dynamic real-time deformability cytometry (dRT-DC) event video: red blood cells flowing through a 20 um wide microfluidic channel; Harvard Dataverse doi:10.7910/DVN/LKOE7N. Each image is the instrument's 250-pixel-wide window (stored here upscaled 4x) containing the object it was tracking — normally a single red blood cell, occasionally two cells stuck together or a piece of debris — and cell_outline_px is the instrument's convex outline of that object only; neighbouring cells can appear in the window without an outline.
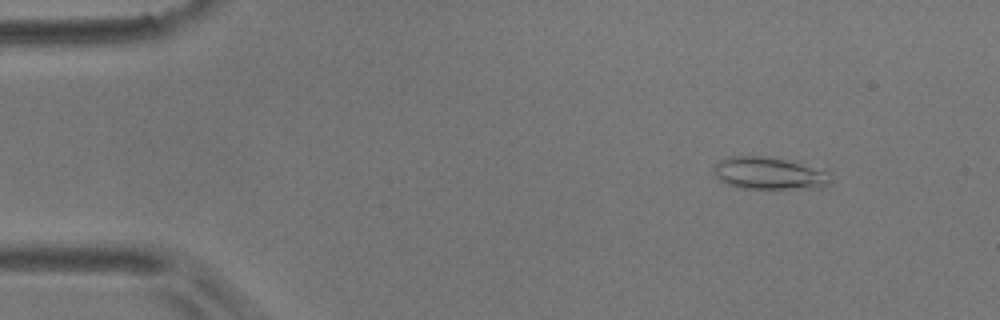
{"species": "common noctule bat (a hibernating species)", "species_latin": "Nyctalus noctula", "temperature_condition": "room temperature", "stored_images_in_passage": 6, "camera_frame_rate_fps": 3000, "um_per_image_px": 0.085, "animal": {"sex": "male", "body_mass_g": 17.9}, "frame": {"image": 1, "passage_image": 2, "time_ms": 0.333, "image_size_px": [1000, 320], "cell_outline_px": [[832, 180], [828, 184], [820, 188], [736, 188], [724, 184], [716, 176], [716, 164], [720, 160], [728, 156], [764, 156], [800, 160], [828, 168]], "centroid_in_image_um": [65.52, 14.7], "position_along_channel_um": 19.5, "area_um2": 22.95}}